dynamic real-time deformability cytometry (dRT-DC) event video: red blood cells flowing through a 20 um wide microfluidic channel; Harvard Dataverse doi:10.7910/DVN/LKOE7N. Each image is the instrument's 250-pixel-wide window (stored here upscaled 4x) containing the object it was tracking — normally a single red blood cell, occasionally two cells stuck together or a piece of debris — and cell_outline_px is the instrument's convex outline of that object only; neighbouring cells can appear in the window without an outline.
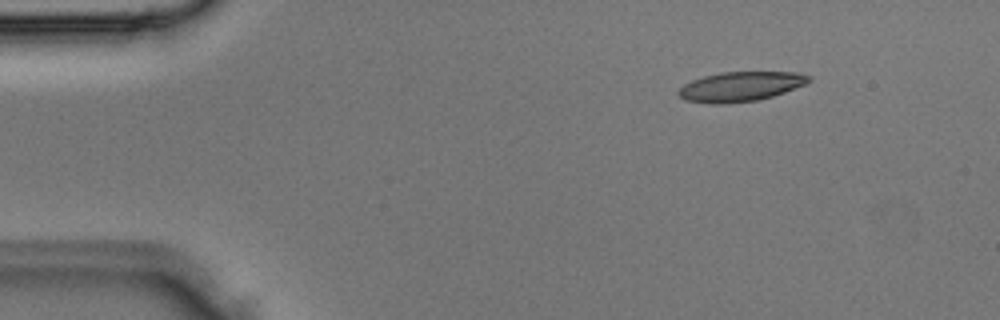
{"species": "Egyptian fruit bat (a non-hibernating species)", "species_latin": "Rousettus aegyptiacus", "temperature_condition": "room temperature", "stored_images_in_passage": 4, "camera_frame_rate_fps": 3000, "um_per_image_px": 0.085, "animal": {"sex": "male"}, "frame": {"image": 1, "passage_image": 2, "time_ms": 0.333, "image_size_px": [1000, 320], "cell_outline_px": [[812, 80], [808, 84], [772, 96], [756, 100], [724, 104], [712, 104], [684, 100], [676, 92], [684, 84], [692, 80], [704, 76], [720, 72], [800, 72], [812, 76]], "centroid_in_image_um": [62.98, 7.35], "position_along_channel_um": 22.0, "area_um2": 22.72}}
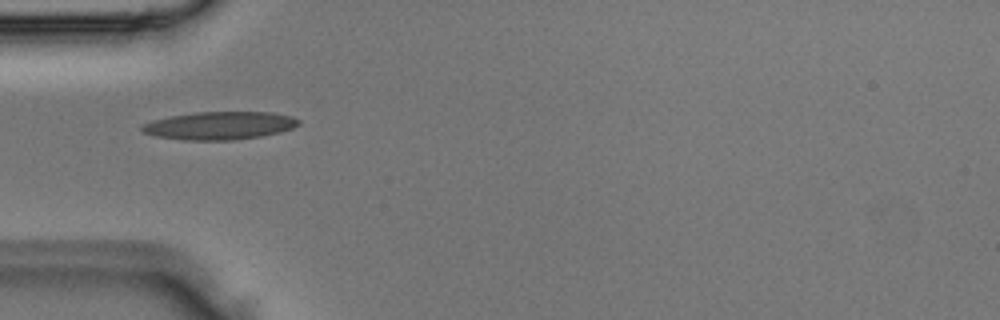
{"frame": {"image": 2, "passage_image": 4, "time_ms": 1.0, "image_size_px": [1000, 320], "cell_outline_px": [[300, 124], [292, 128], [280, 132], [260, 136], [232, 140], [184, 140], [156, 136], [140, 132], [140, 124], [152, 120], [172, 116], [196, 112], [272, 112], [292, 116], [300, 120]], "centroid_in_image_um": [18.64, 10.67], "position_along_channel_um": 66.4, "area_um2": 25.61}}